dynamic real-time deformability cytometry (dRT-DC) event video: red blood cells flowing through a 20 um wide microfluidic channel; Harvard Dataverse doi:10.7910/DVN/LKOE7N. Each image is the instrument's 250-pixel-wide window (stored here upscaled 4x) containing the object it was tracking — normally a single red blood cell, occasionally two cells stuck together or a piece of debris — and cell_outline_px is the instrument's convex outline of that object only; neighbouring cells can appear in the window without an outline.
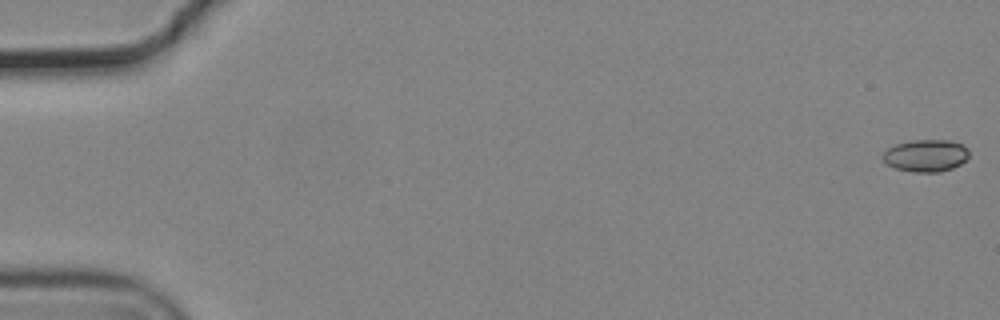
{"species": "common noctule bat (a hibernating species)", "species_latin": "Nyctalus noctula", "temperature_condition": "cold", "stored_images_in_passage": 57, "camera_frame_rate_fps": 3000, "um_per_image_px": 0.085, "animal": {"sex": "male", "body_mass_g": 19.2, "forearm_length_mm": 51.8}, "frame": {"image": 1, "passage_image": 1, "time_ms": 0.0, "image_size_px": [1000, 320], "cell_outline_px": [[968, 156], [960, 164], [952, 168], [940, 172], [912, 172], [896, 168], [888, 164], [884, 160], [884, 152], [888, 148], [896, 144], [912, 140], [948, 140], [960, 144], [968, 148]], "centroid_in_image_um": [78.7, 13.22], "position_along_channel_um": 6.3, "area_um2": 15.95}}
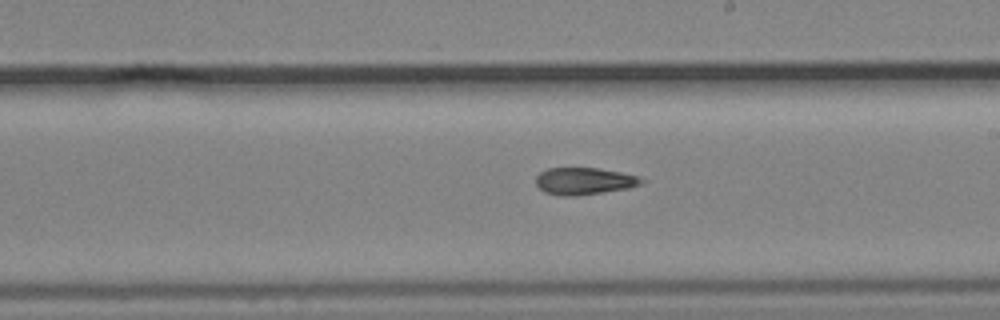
{"frame": {"image": 2, "passage_image": 33, "time_ms": 10.667, "image_size_px": [1000, 320], "cell_outline_px": [[648, 180], [640, 184], [628, 188], [576, 196], [560, 196], [544, 192], [536, 184], [536, 176], [540, 172], [548, 168], [600, 168], [620, 172], [636, 176]], "centroid_in_image_um": [49.64, 15.39], "position_along_channel_um": 239.4, "area_um2": 16.65}}
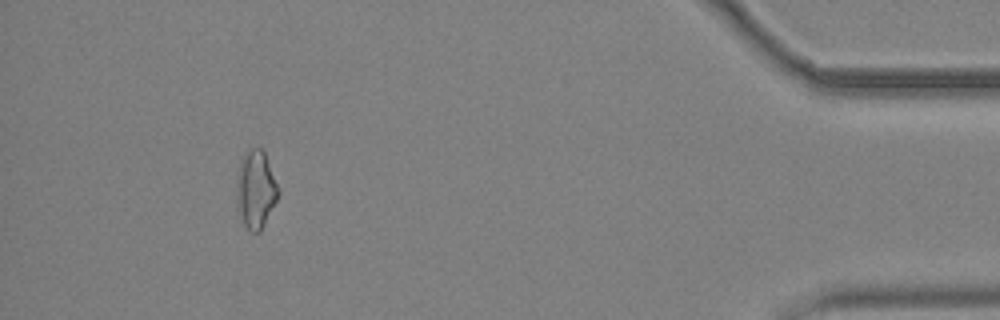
{"frame": {"image": 3, "passage_image": 52, "time_ms": 17.0, "image_size_px": [1000, 320], "cell_outline_px": [[280, 192], [260, 232], [248, 232], [240, 220], [236, 188], [236, 172], [240, 160], [248, 148], [260, 148], [264, 152]], "centroid_in_image_um": [21.7, 16.11], "position_along_channel_um": 413.5, "area_um2": 18.96}}